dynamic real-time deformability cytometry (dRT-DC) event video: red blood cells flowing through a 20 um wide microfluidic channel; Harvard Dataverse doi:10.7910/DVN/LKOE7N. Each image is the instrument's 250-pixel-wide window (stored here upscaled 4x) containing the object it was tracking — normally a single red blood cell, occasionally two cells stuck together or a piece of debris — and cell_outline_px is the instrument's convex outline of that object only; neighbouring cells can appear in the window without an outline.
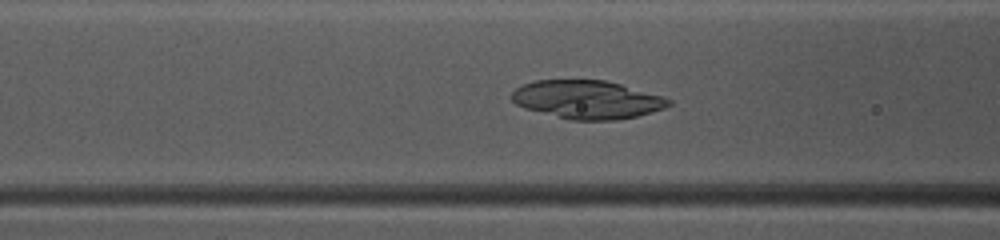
{"species": "common noctule bat (a hibernating species)", "species_latin": "Nyctalus noctula", "temperature_condition": "warm", "stored_images_in_passage": 40, "camera_frame_rate_fps": 3000, "um_per_image_px": 0.085, "animal": {"sex": "female", "body_mass_g": 10.0, "forearm_length_mm": 53.1}, "frame": {"image": 1, "passage_image": 11, "time_ms": 3.333, "image_size_px": [1000, 240], "cell_outline_px": [[672, 104], [664, 108], [652, 112], [636, 116], [616, 120], [572, 120], [524, 108], [516, 104], [512, 100], [512, 92], [516, 88], [524, 84], [536, 80], [604, 80], [620, 84], [664, 96], [672, 100]], "centroid_in_image_um": [49.94, 8.46], "position_along_channel_um": 116.7, "area_um2": 34.91}}
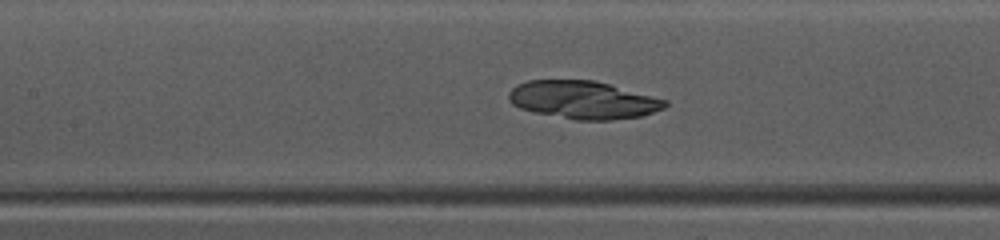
{"frame": {"image": 2, "passage_image": 14, "time_ms": 4.333, "image_size_px": [1000, 240], "cell_outline_px": [[668, 104], [664, 108], [640, 116], [612, 120], [576, 120], [536, 112], [520, 108], [512, 104], [508, 100], [508, 92], [516, 84], [528, 80], [596, 80], [668, 100]], "centroid_in_image_um": [49.56, 8.48], "position_along_channel_um": 157.8, "area_um2": 34.56}}
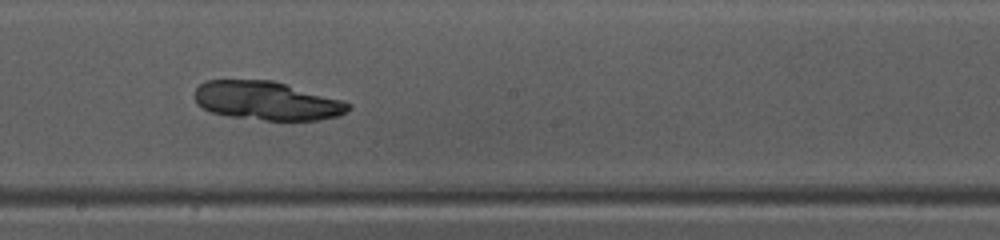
{"frame": {"image": 3, "passage_image": 19, "time_ms": 6.0, "image_size_px": [1000, 240], "cell_outline_px": [[352, 108], [340, 116], [320, 120], [264, 120], [228, 116], [212, 112], [196, 104], [196, 88], [200, 84], [208, 80], [272, 80], [288, 84], [344, 100], [352, 104]], "centroid_in_image_um": [22.75, 8.57], "position_along_channel_um": 225.5, "area_um2": 34.85}}